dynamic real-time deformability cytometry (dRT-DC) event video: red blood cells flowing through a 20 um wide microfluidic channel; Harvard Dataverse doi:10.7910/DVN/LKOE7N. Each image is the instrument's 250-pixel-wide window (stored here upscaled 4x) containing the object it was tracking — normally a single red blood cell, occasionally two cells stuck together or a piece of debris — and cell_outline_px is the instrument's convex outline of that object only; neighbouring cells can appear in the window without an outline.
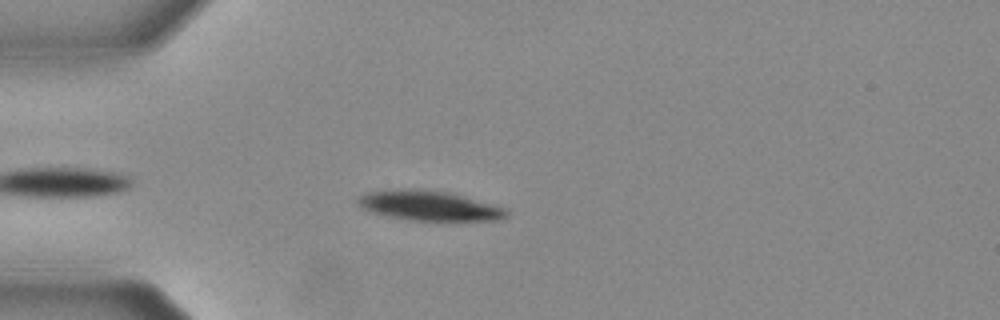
{"species": "Egyptian fruit bat (a non-hibernating species)", "species_latin": "Rousettus aegyptiacus", "temperature_condition": "warm", "stored_images_in_passage": 33, "camera_frame_rate_fps": 3000, "um_per_image_px": 0.085, "animal": {"sex": "female"}, "frame": {"image": 1, "passage_image": 3, "time_ms": 0.667, "image_size_px": [1000, 320], "cell_outline_px": [[508, 216], [496, 220], [412, 220], [392, 216], [376, 212], [364, 208], [356, 200], [360, 196], [368, 192], [404, 188], [420, 188], [448, 192], [504, 208], [508, 212]], "centroid_in_image_um": [36.49, 17.46], "position_along_channel_um": 48.5, "area_um2": 25.14}}
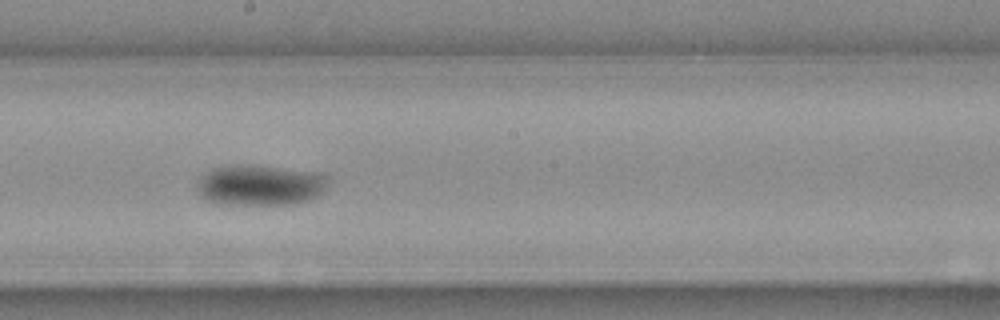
{"frame": {"image": 2, "passage_image": 19, "time_ms": 6.0, "image_size_px": [1000, 320], "cell_outline_px": [[324, 188], [316, 196], [308, 200], [292, 204], [216, 204], [200, 196], [196, 184], [200, 176], [204, 172], [216, 168], [248, 164], [320, 172], [324, 176]], "centroid_in_image_um": [22.03, 15.74], "position_along_channel_um": 226.2, "area_um2": 30.75}}
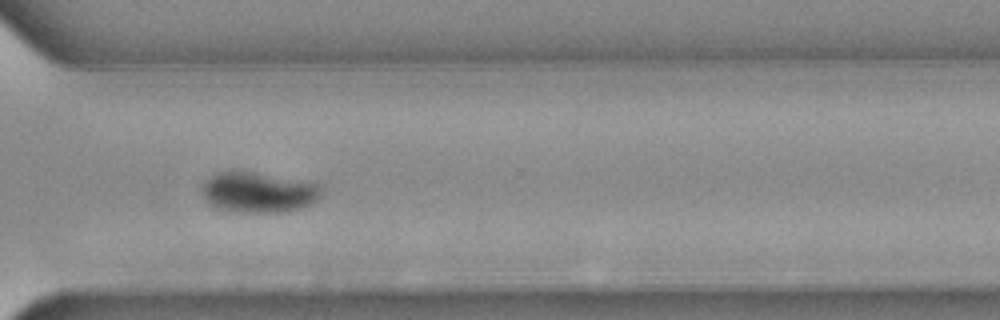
{"frame": {"image": 3, "passage_image": 29, "time_ms": 9.333, "image_size_px": [1000, 320], "cell_outline_px": [[324, 188], [320, 196], [312, 204], [300, 208], [284, 212], [244, 212], [216, 208], [208, 204], [200, 192], [200, 188], [204, 180], [208, 176], [216, 172], [256, 172], [316, 180]], "centroid_in_image_um": [22.02, 16.31], "position_along_channel_um": 348.6, "area_um2": 29.19}, "authors_computed_cell_mechanics": {"area_um2": 29.0734, "velocity_mm_per_s": 3.6812, "shape_relaxation_time_tau1_ms": 2.9613, "shape_relaxation_time_tau2_ms": null, "deformation_change_tau1": 0.1517, "deformation_change_tau2": null}}